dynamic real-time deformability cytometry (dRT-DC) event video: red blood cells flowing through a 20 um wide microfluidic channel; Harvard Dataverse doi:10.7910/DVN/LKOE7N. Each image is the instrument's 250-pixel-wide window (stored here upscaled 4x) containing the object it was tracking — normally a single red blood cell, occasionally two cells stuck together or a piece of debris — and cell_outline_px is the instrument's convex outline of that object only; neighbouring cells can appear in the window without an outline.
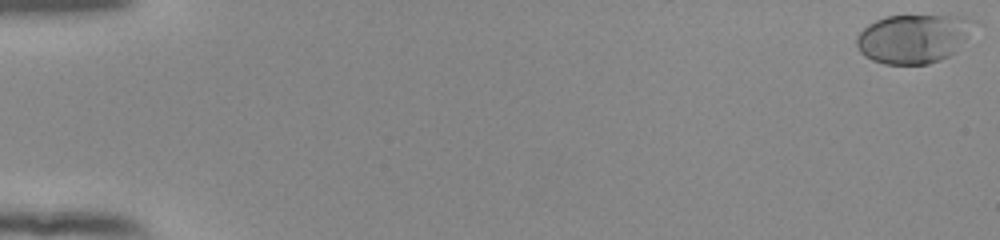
{"species": "human", "species_latin": "Homo sapiens", "temperature_condition": "room temperature", "stored_images_in_passage": 54, "camera_frame_rate_fps": 3000, "um_per_image_px": 0.085, "donor": {"sex": "female"}, "frame": {"image": 1, "passage_image": 1, "time_ms": 0.0, "image_size_px": [1000, 240], "cell_outline_px": [[964, 20], [956, 52], [940, 60], [928, 64], [884, 64], [872, 60], [864, 56], [860, 52], [856, 44], [856, 36], [868, 24], [876, 20], [888, 16], [964, 16]], "centroid_in_image_um": [77.39, 3.32], "position_along_channel_um": 7.6, "area_um2": 31.73}}
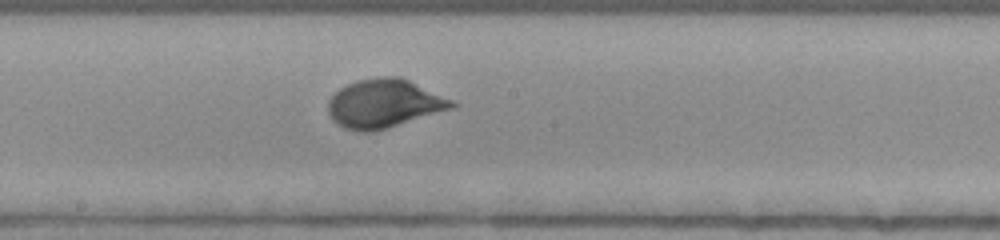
{"frame": {"image": 2, "passage_image": 31, "time_ms": 10.0, "image_size_px": [1000, 240], "cell_outline_px": [[460, 104], [456, 108], [372, 132], [360, 132], [344, 128], [336, 124], [332, 120], [328, 112], [328, 100], [340, 88], [348, 84], [360, 80], [380, 76], [400, 76], [456, 100]], "centroid_in_image_um": [32.71, 8.8], "position_along_channel_um": 215.5, "area_um2": 35.49}}
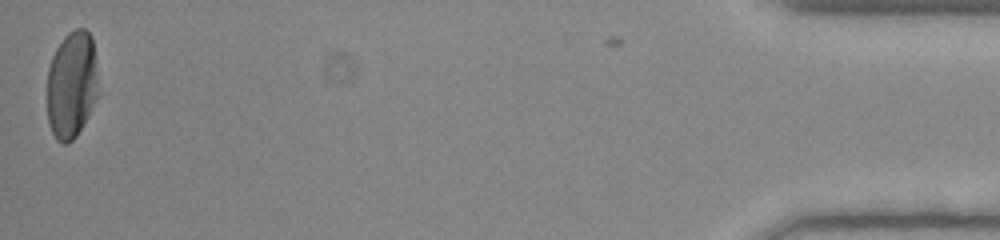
{"frame": {"image": 3, "passage_image": 54, "time_ms": 17.667, "image_size_px": [1000, 240], "cell_outline_px": [[96, 96], [88, 116], [76, 136], [72, 140], [64, 144], [60, 144], [56, 140], [52, 132], [48, 120], [48, 68], [52, 56], [56, 48], [64, 36], [68, 32], [76, 28], [84, 28], [92, 36], [96, 76]], "centroid_in_image_um": [6.06, 7.2], "position_along_channel_um": 429.1, "area_um2": 31.56}, "authors_computed_cell_mechanics": {"area_um2": 32.079, "velocity_mm_per_s": 3.8933, "shape_relaxation_time_tau1_ms": 3.5476, "shape_relaxation_time_tau2_ms": null, "deformation_change_tau1": 0.1591, "deformation_change_tau2": null}}